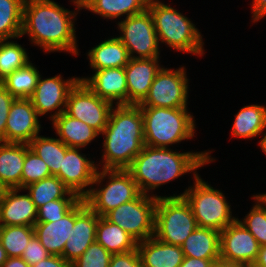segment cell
I'll return each mask as SVG.
<instances>
[{
  "mask_svg": "<svg viewBox=\"0 0 266 267\" xmlns=\"http://www.w3.org/2000/svg\"><path fill=\"white\" fill-rule=\"evenodd\" d=\"M143 116L144 145L171 148L193 139L196 120L190 108L140 107Z\"/></svg>",
  "mask_w": 266,
  "mask_h": 267,
  "instance_id": "cell-5",
  "label": "cell"
},
{
  "mask_svg": "<svg viewBox=\"0 0 266 267\" xmlns=\"http://www.w3.org/2000/svg\"><path fill=\"white\" fill-rule=\"evenodd\" d=\"M14 98L1 84H0V141L5 142V130L8 114Z\"/></svg>",
  "mask_w": 266,
  "mask_h": 267,
  "instance_id": "cell-42",
  "label": "cell"
},
{
  "mask_svg": "<svg viewBox=\"0 0 266 267\" xmlns=\"http://www.w3.org/2000/svg\"><path fill=\"white\" fill-rule=\"evenodd\" d=\"M99 215L92 211L84 199L74 206V226L65 243L63 258L71 265L96 241Z\"/></svg>",
  "mask_w": 266,
  "mask_h": 267,
  "instance_id": "cell-16",
  "label": "cell"
},
{
  "mask_svg": "<svg viewBox=\"0 0 266 267\" xmlns=\"http://www.w3.org/2000/svg\"><path fill=\"white\" fill-rule=\"evenodd\" d=\"M23 189H8L0 201V226H32L37 221V207Z\"/></svg>",
  "mask_w": 266,
  "mask_h": 267,
  "instance_id": "cell-20",
  "label": "cell"
},
{
  "mask_svg": "<svg viewBox=\"0 0 266 267\" xmlns=\"http://www.w3.org/2000/svg\"><path fill=\"white\" fill-rule=\"evenodd\" d=\"M140 194L127 169L99 168L89 193L83 199L92 211L99 216H105L112 209L136 199Z\"/></svg>",
  "mask_w": 266,
  "mask_h": 267,
  "instance_id": "cell-7",
  "label": "cell"
},
{
  "mask_svg": "<svg viewBox=\"0 0 266 267\" xmlns=\"http://www.w3.org/2000/svg\"><path fill=\"white\" fill-rule=\"evenodd\" d=\"M8 256L6 250L3 248L0 242V267L7 261Z\"/></svg>",
  "mask_w": 266,
  "mask_h": 267,
  "instance_id": "cell-50",
  "label": "cell"
},
{
  "mask_svg": "<svg viewBox=\"0 0 266 267\" xmlns=\"http://www.w3.org/2000/svg\"><path fill=\"white\" fill-rule=\"evenodd\" d=\"M8 189L9 188L2 181H0V201L5 197Z\"/></svg>",
  "mask_w": 266,
  "mask_h": 267,
  "instance_id": "cell-52",
  "label": "cell"
},
{
  "mask_svg": "<svg viewBox=\"0 0 266 267\" xmlns=\"http://www.w3.org/2000/svg\"><path fill=\"white\" fill-rule=\"evenodd\" d=\"M100 41L86 53L92 70L125 67L129 63L128 49L116 35Z\"/></svg>",
  "mask_w": 266,
  "mask_h": 267,
  "instance_id": "cell-23",
  "label": "cell"
},
{
  "mask_svg": "<svg viewBox=\"0 0 266 267\" xmlns=\"http://www.w3.org/2000/svg\"><path fill=\"white\" fill-rule=\"evenodd\" d=\"M79 10H71L54 0H25L21 37L24 35L43 53L67 52L79 56L76 17Z\"/></svg>",
  "mask_w": 266,
  "mask_h": 267,
  "instance_id": "cell-1",
  "label": "cell"
},
{
  "mask_svg": "<svg viewBox=\"0 0 266 267\" xmlns=\"http://www.w3.org/2000/svg\"><path fill=\"white\" fill-rule=\"evenodd\" d=\"M212 267H249L239 262L228 261L222 258H218L214 261Z\"/></svg>",
  "mask_w": 266,
  "mask_h": 267,
  "instance_id": "cell-47",
  "label": "cell"
},
{
  "mask_svg": "<svg viewBox=\"0 0 266 267\" xmlns=\"http://www.w3.org/2000/svg\"><path fill=\"white\" fill-rule=\"evenodd\" d=\"M72 4L75 6V8L78 10V0H70Z\"/></svg>",
  "mask_w": 266,
  "mask_h": 267,
  "instance_id": "cell-53",
  "label": "cell"
},
{
  "mask_svg": "<svg viewBox=\"0 0 266 267\" xmlns=\"http://www.w3.org/2000/svg\"><path fill=\"white\" fill-rule=\"evenodd\" d=\"M74 226V207L60 220L52 222H36L34 231L40 243L51 255L63 257L65 243Z\"/></svg>",
  "mask_w": 266,
  "mask_h": 267,
  "instance_id": "cell-21",
  "label": "cell"
},
{
  "mask_svg": "<svg viewBox=\"0 0 266 267\" xmlns=\"http://www.w3.org/2000/svg\"><path fill=\"white\" fill-rule=\"evenodd\" d=\"M31 267H71V265L59 255H50Z\"/></svg>",
  "mask_w": 266,
  "mask_h": 267,
  "instance_id": "cell-44",
  "label": "cell"
},
{
  "mask_svg": "<svg viewBox=\"0 0 266 267\" xmlns=\"http://www.w3.org/2000/svg\"><path fill=\"white\" fill-rule=\"evenodd\" d=\"M251 2V22L255 24L266 16V0H252Z\"/></svg>",
  "mask_w": 266,
  "mask_h": 267,
  "instance_id": "cell-43",
  "label": "cell"
},
{
  "mask_svg": "<svg viewBox=\"0 0 266 267\" xmlns=\"http://www.w3.org/2000/svg\"><path fill=\"white\" fill-rule=\"evenodd\" d=\"M113 104L97 96L83 81L70 90L65 113L83 121L100 134L108 124Z\"/></svg>",
  "mask_w": 266,
  "mask_h": 267,
  "instance_id": "cell-12",
  "label": "cell"
},
{
  "mask_svg": "<svg viewBox=\"0 0 266 267\" xmlns=\"http://www.w3.org/2000/svg\"><path fill=\"white\" fill-rule=\"evenodd\" d=\"M253 199L252 208L244 216L237 220L256 238L260 246L266 245V196L264 193H257L251 196Z\"/></svg>",
  "mask_w": 266,
  "mask_h": 267,
  "instance_id": "cell-34",
  "label": "cell"
},
{
  "mask_svg": "<svg viewBox=\"0 0 266 267\" xmlns=\"http://www.w3.org/2000/svg\"><path fill=\"white\" fill-rule=\"evenodd\" d=\"M100 135L104 139L101 159L96 161L98 169H127L144 147L140 106L114 105L108 124Z\"/></svg>",
  "mask_w": 266,
  "mask_h": 267,
  "instance_id": "cell-3",
  "label": "cell"
},
{
  "mask_svg": "<svg viewBox=\"0 0 266 267\" xmlns=\"http://www.w3.org/2000/svg\"><path fill=\"white\" fill-rule=\"evenodd\" d=\"M25 0H0V40L21 37Z\"/></svg>",
  "mask_w": 266,
  "mask_h": 267,
  "instance_id": "cell-33",
  "label": "cell"
},
{
  "mask_svg": "<svg viewBox=\"0 0 266 267\" xmlns=\"http://www.w3.org/2000/svg\"><path fill=\"white\" fill-rule=\"evenodd\" d=\"M258 146L266 156V132L262 135L260 141L258 142Z\"/></svg>",
  "mask_w": 266,
  "mask_h": 267,
  "instance_id": "cell-51",
  "label": "cell"
},
{
  "mask_svg": "<svg viewBox=\"0 0 266 267\" xmlns=\"http://www.w3.org/2000/svg\"><path fill=\"white\" fill-rule=\"evenodd\" d=\"M24 191L30 195L37 209L52 200L81 199L71 192L57 176L53 175L26 186Z\"/></svg>",
  "mask_w": 266,
  "mask_h": 267,
  "instance_id": "cell-30",
  "label": "cell"
},
{
  "mask_svg": "<svg viewBox=\"0 0 266 267\" xmlns=\"http://www.w3.org/2000/svg\"><path fill=\"white\" fill-rule=\"evenodd\" d=\"M164 65L160 58H131L125 66L128 104L138 105L148 95L157 73Z\"/></svg>",
  "mask_w": 266,
  "mask_h": 267,
  "instance_id": "cell-19",
  "label": "cell"
},
{
  "mask_svg": "<svg viewBox=\"0 0 266 267\" xmlns=\"http://www.w3.org/2000/svg\"><path fill=\"white\" fill-rule=\"evenodd\" d=\"M252 267H266V245L260 246L257 259Z\"/></svg>",
  "mask_w": 266,
  "mask_h": 267,
  "instance_id": "cell-48",
  "label": "cell"
},
{
  "mask_svg": "<svg viewBox=\"0 0 266 267\" xmlns=\"http://www.w3.org/2000/svg\"><path fill=\"white\" fill-rule=\"evenodd\" d=\"M41 122L30 99L16 98L10 108L5 143L28 144L41 132Z\"/></svg>",
  "mask_w": 266,
  "mask_h": 267,
  "instance_id": "cell-17",
  "label": "cell"
},
{
  "mask_svg": "<svg viewBox=\"0 0 266 267\" xmlns=\"http://www.w3.org/2000/svg\"><path fill=\"white\" fill-rule=\"evenodd\" d=\"M95 0H78V10H84L90 6Z\"/></svg>",
  "mask_w": 266,
  "mask_h": 267,
  "instance_id": "cell-49",
  "label": "cell"
},
{
  "mask_svg": "<svg viewBox=\"0 0 266 267\" xmlns=\"http://www.w3.org/2000/svg\"><path fill=\"white\" fill-rule=\"evenodd\" d=\"M28 146L47 164L51 175L55 176L59 172L62 156H65L68 148L60 139L39 134L28 143Z\"/></svg>",
  "mask_w": 266,
  "mask_h": 267,
  "instance_id": "cell-32",
  "label": "cell"
},
{
  "mask_svg": "<svg viewBox=\"0 0 266 267\" xmlns=\"http://www.w3.org/2000/svg\"><path fill=\"white\" fill-rule=\"evenodd\" d=\"M147 9L152 15L160 45H167L176 52L203 57V35L190 18L160 0H149Z\"/></svg>",
  "mask_w": 266,
  "mask_h": 267,
  "instance_id": "cell-4",
  "label": "cell"
},
{
  "mask_svg": "<svg viewBox=\"0 0 266 267\" xmlns=\"http://www.w3.org/2000/svg\"><path fill=\"white\" fill-rule=\"evenodd\" d=\"M109 267H143V264L138 249H136L125 253L112 254Z\"/></svg>",
  "mask_w": 266,
  "mask_h": 267,
  "instance_id": "cell-41",
  "label": "cell"
},
{
  "mask_svg": "<svg viewBox=\"0 0 266 267\" xmlns=\"http://www.w3.org/2000/svg\"><path fill=\"white\" fill-rule=\"evenodd\" d=\"M184 256L200 259L220 258V232L197 227L181 245Z\"/></svg>",
  "mask_w": 266,
  "mask_h": 267,
  "instance_id": "cell-27",
  "label": "cell"
},
{
  "mask_svg": "<svg viewBox=\"0 0 266 267\" xmlns=\"http://www.w3.org/2000/svg\"><path fill=\"white\" fill-rule=\"evenodd\" d=\"M86 156L81 148L68 147L55 175L81 199L89 193L98 170L96 161Z\"/></svg>",
  "mask_w": 266,
  "mask_h": 267,
  "instance_id": "cell-14",
  "label": "cell"
},
{
  "mask_svg": "<svg viewBox=\"0 0 266 267\" xmlns=\"http://www.w3.org/2000/svg\"><path fill=\"white\" fill-rule=\"evenodd\" d=\"M157 197L140 194L136 199L112 209L104 217L120 226L137 242L154 236Z\"/></svg>",
  "mask_w": 266,
  "mask_h": 267,
  "instance_id": "cell-9",
  "label": "cell"
},
{
  "mask_svg": "<svg viewBox=\"0 0 266 267\" xmlns=\"http://www.w3.org/2000/svg\"><path fill=\"white\" fill-rule=\"evenodd\" d=\"M116 24L120 34L117 37L128 49L130 58H161L158 36L148 9Z\"/></svg>",
  "mask_w": 266,
  "mask_h": 267,
  "instance_id": "cell-11",
  "label": "cell"
},
{
  "mask_svg": "<svg viewBox=\"0 0 266 267\" xmlns=\"http://www.w3.org/2000/svg\"><path fill=\"white\" fill-rule=\"evenodd\" d=\"M34 235L32 226H0V242L8 257H22L29 240Z\"/></svg>",
  "mask_w": 266,
  "mask_h": 267,
  "instance_id": "cell-36",
  "label": "cell"
},
{
  "mask_svg": "<svg viewBox=\"0 0 266 267\" xmlns=\"http://www.w3.org/2000/svg\"><path fill=\"white\" fill-rule=\"evenodd\" d=\"M260 245L238 220L220 232V258L252 267Z\"/></svg>",
  "mask_w": 266,
  "mask_h": 267,
  "instance_id": "cell-15",
  "label": "cell"
},
{
  "mask_svg": "<svg viewBox=\"0 0 266 267\" xmlns=\"http://www.w3.org/2000/svg\"><path fill=\"white\" fill-rule=\"evenodd\" d=\"M89 76L79 77L97 96L113 105L128 104L125 67L93 70Z\"/></svg>",
  "mask_w": 266,
  "mask_h": 267,
  "instance_id": "cell-18",
  "label": "cell"
},
{
  "mask_svg": "<svg viewBox=\"0 0 266 267\" xmlns=\"http://www.w3.org/2000/svg\"><path fill=\"white\" fill-rule=\"evenodd\" d=\"M96 241L111 254L125 253L137 249V241L120 226L99 216L96 226Z\"/></svg>",
  "mask_w": 266,
  "mask_h": 267,
  "instance_id": "cell-28",
  "label": "cell"
},
{
  "mask_svg": "<svg viewBox=\"0 0 266 267\" xmlns=\"http://www.w3.org/2000/svg\"><path fill=\"white\" fill-rule=\"evenodd\" d=\"M186 66L176 69L164 66L157 73L148 95L140 107L189 108L190 85Z\"/></svg>",
  "mask_w": 266,
  "mask_h": 267,
  "instance_id": "cell-10",
  "label": "cell"
},
{
  "mask_svg": "<svg viewBox=\"0 0 266 267\" xmlns=\"http://www.w3.org/2000/svg\"><path fill=\"white\" fill-rule=\"evenodd\" d=\"M78 81L79 77L73 76L64 79L62 74L43 79L41 74L37 86L29 98L39 117L49 115L48 118L52 122L64 112L69 92Z\"/></svg>",
  "mask_w": 266,
  "mask_h": 267,
  "instance_id": "cell-13",
  "label": "cell"
},
{
  "mask_svg": "<svg viewBox=\"0 0 266 267\" xmlns=\"http://www.w3.org/2000/svg\"><path fill=\"white\" fill-rule=\"evenodd\" d=\"M192 179V185L182 193H175L170 197L185 198L192 208L198 227L221 232L237 220L238 217H234L232 207L222 190L213 188L200 174Z\"/></svg>",
  "mask_w": 266,
  "mask_h": 267,
  "instance_id": "cell-6",
  "label": "cell"
},
{
  "mask_svg": "<svg viewBox=\"0 0 266 267\" xmlns=\"http://www.w3.org/2000/svg\"><path fill=\"white\" fill-rule=\"evenodd\" d=\"M51 254L45 249V247L40 243V240L34 235L28 242L22 259L26 261L30 266L37 264L43 259H46Z\"/></svg>",
  "mask_w": 266,
  "mask_h": 267,
  "instance_id": "cell-40",
  "label": "cell"
},
{
  "mask_svg": "<svg viewBox=\"0 0 266 267\" xmlns=\"http://www.w3.org/2000/svg\"><path fill=\"white\" fill-rule=\"evenodd\" d=\"M230 132L234 139L262 137L266 132V106L251 104L239 109Z\"/></svg>",
  "mask_w": 266,
  "mask_h": 267,
  "instance_id": "cell-25",
  "label": "cell"
},
{
  "mask_svg": "<svg viewBox=\"0 0 266 267\" xmlns=\"http://www.w3.org/2000/svg\"><path fill=\"white\" fill-rule=\"evenodd\" d=\"M24 159V143H5L0 141V181L9 189H21Z\"/></svg>",
  "mask_w": 266,
  "mask_h": 267,
  "instance_id": "cell-26",
  "label": "cell"
},
{
  "mask_svg": "<svg viewBox=\"0 0 266 267\" xmlns=\"http://www.w3.org/2000/svg\"><path fill=\"white\" fill-rule=\"evenodd\" d=\"M212 151L179 152L144 145L127 170L142 194L160 197L153 191L187 173L196 177L197 170L215 162L217 159L211 156Z\"/></svg>",
  "mask_w": 266,
  "mask_h": 267,
  "instance_id": "cell-2",
  "label": "cell"
},
{
  "mask_svg": "<svg viewBox=\"0 0 266 267\" xmlns=\"http://www.w3.org/2000/svg\"><path fill=\"white\" fill-rule=\"evenodd\" d=\"M198 227L190 204L182 197H157L154 237L160 241L181 246Z\"/></svg>",
  "mask_w": 266,
  "mask_h": 267,
  "instance_id": "cell-8",
  "label": "cell"
},
{
  "mask_svg": "<svg viewBox=\"0 0 266 267\" xmlns=\"http://www.w3.org/2000/svg\"><path fill=\"white\" fill-rule=\"evenodd\" d=\"M23 44L12 39L0 40V82L31 60Z\"/></svg>",
  "mask_w": 266,
  "mask_h": 267,
  "instance_id": "cell-35",
  "label": "cell"
},
{
  "mask_svg": "<svg viewBox=\"0 0 266 267\" xmlns=\"http://www.w3.org/2000/svg\"><path fill=\"white\" fill-rule=\"evenodd\" d=\"M41 73L32 61L24 67L13 71L0 84L14 97L29 99L39 80Z\"/></svg>",
  "mask_w": 266,
  "mask_h": 267,
  "instance_id": "cell-31",
  "label": "cell"
},
{
  "mask_svg": "<svg viewBox=\"0 0 266 267\" xmlns=\"http://www.w3.org/2000/svg\"><path fill=\"white\" fill-rule=\"evenodd\" d=\"M1 267H31L21 257H8L7 261Z\"/></svg>",
  "mask_w": 266,
  "mask_h": 267,
  "instance_id": "cell-46",
  "label": "cell"
},
{
  "mask_svg": "<svg viewBox=\"0 0 266 267\" xmlns=\"http://www.w3.org/2000/svg\"><path fill=\"white\" fill-rule=\"evenodd\" d=\"M50 176L52 175L47 164L29 149L28 144H25V159L21 177V189Z\"/></svg>",
  "mask_w": 266,
  "mask_h": 267,
  "instance_id": "cell-37",
  "label": "cell"
},
{
  "mask_svg": "<svg viewBox=\"0 0 266 267\" xmlns=\"http://www.w3.org/2000/svg\"><path fill=\"white\" fill-rule=\"evenodd\" d=\"M217 259H200L184 256L183 262L179 267H212Z\"/></svg>",
  "mask_w": 266,
  "mask_h": 267,
  "instance_id": "cell-45",
  "label": "cell"
},
{
  "mask_svg": "<svg viewBox=\"0 0 266 267\" xmlns=\"http://www.w3.org/2000/svg\"><path fill=\"white\" fill-rule=\"evenodd\" d=\"M55 134L67 147L85 149L100 133L79 119L62 112L52 121Z\"/></svg>",
  "mask_w": 266,
  "mask_h": 267,
  "instance_id": "cell-24",
  "label": "cell"
},
{
  "mask_svg": "<svg viewBox=\"0 0 266 267\" xmlns=\"http://www.w3.org/2000/svg\"><path fill=\"white\" fill-rule=\"evenodd\" d=\"M111 256L110 252L95 241L71 264V267H109Z\"/></svg>",
  "mask_w": 266,
  "mask_h": 267,
  "instance_id": "cell-39",
  "label": "cell"
},
{
  "mask_svg": "<svg viewBox=\"0 0 266 267\" xmlns=\"http://www.w3.org/2000/svg\"><path fill=\"white\" fill-rule=\"evenodd\" d=\"M149 0H95L85 11L99 15L103 19L120 21L141 13L148 7Z\"/></svg>",
  "mask_w": 266,
  "mask_h": 267,
  "instance_id": "cell-29",
  "label": "cell"
},
{
  "mask_svg": "<svg viewBox=\"0 0 266 267\" xmlns=\"http://www.w3.org/2000/svg\"><path fill=\"white\" fill-rule=\"evenodd\" d=\"M81 199H57L40 206L37 209L36 222H54L60 220Z\"/></svg>",
  "mask_w": 266,
  "mask_h": 267,
  "instance_id": "cell-38",
  "label": "cell"
},
{
  "mask_svg": "<svg viewBox=\"0 0 266 267\" xmlns=\"http://www.w3.org/2000/svg\"><path fill=\"white\" fill-rule=\"evenodd\" d=\"M143 267H179L184 259L181 246L164 243L154 236L137 243Z\"/></svg>",
  "mask_w": 266,
  "mask_h": 267,
  "instance_id": "cell-22",
  "label": "cell"
}]
</instances>
